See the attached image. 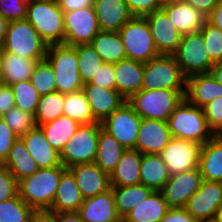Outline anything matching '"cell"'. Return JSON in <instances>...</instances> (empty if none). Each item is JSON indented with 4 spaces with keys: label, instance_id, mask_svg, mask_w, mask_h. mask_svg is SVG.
<instances>
[{
    "label": "cell",
    "instance_id": "1",
    "mask_svg": "<svg viewBox=\"0 0 222 222\" xmlns=\"http://www.w3.org/2000/svg\"><path fill=\"white\" fill-rule=\"evenodd\" d=\"M66 169L64 165L39 168L34 174L18 182L20 198L34 210L50 209L60 177Z\"/></svg>",
    "mask_w": 222,
    "mask_h": 222
},
{
    "label": "cell",
    "instance_id": "2",
    "mask_svg": "<svg viewBox=\"0 0 222 222\" xmlns=\"http://www.w3.org/2000/svg\"><path fill=\"white\" fill-rule=\"evenodd\" d=\"M167 122L174 138L204 145L214 136L208 128L203 108L194 106L185 98L174 109Z\"/></svg>",
    "mask_w": 222,
    "mask_h": 222
},
{
    "label": "cell",
    "instance_id": "3",
    "mask_svg": "<svg viewBox=\"0 0 222 222\" xmlns=\"http://www.w3.org/2000/svg\"><path fill=\"white\" fill-rule=\"evenodd\" d=\"M185 92L170 89L140 90L127 102L141 119L168 121L174 109L185 98Z\"/></svg>",
    "mask_w": 222,
    "mask_h": 222
},
{
    "label": "cell",
    "instance_id": "4",
    "mask_svg": "<svg viewBox=\"0 0 222 222\" xmlns=\"http://www.w3.org/2000/svg\"><path fill=\"white\" fill-rule=\"evenodd\" d=\"M26 20L48 45L64 44V16L57 0H29Z\"/></svg>",
    "mask_w": 222,
    "mask_h": 222
},
{
    "label": "cell",
    "instance_id": "5",
    "mask_svg": "<svg viewBox=\"0 0 222 222\" xmlns=\"http://www.w3.org/2000/svg\"><path fill=\"white\" fill-rule=\"evenodd\" d=\"M46 59L54 68L58 92L69 94L83 90L77 52L73 46L50 44L47 47Z\"/></svg>",
    "mask_w": 222,
    "mask_h": 222
},
{
    "label": "cell",
    "instance_id": "6",
    "mask_svg": "<svg viewBox=\"0 0 222 222\" xmlns=\"http://www.w3.org/2000/svg\"><path fill=\"white\" fill-rule=\"evenodd\" d=\"M48 44L29 21H11L8 26L3 51L37 61L46 58Z\"/></svg>",
    "mask_w": 222,
    "mask_h": 222
},
{
    "label": "cell",
    "instance_id": "7",
    "mask_svg": "<svg viewBox=\"0 0 222 222\" xmlns=\"http://www.w3.org/2000/svg\"><path fill=\"white\" fill-rule=\"evenodd\" d=\"M118 33L125 48L126 58L145 64L160 55L145 17L133 16Z\"/></svg>",
    "mask_w": 222,
    "mask_h": 222
},
{
    "label": "cell",
    "instance_id": "8",
    "mask_svg": "<svg viewBox=\"0 0 222 222\" xmlns=\"http://www.w3.org/2000/svg\"><path fill=\"white\" fill-rule=\"evenodd\" d=\"M186 91V77L173 55H159L145 63L141 90Z\"/></svg>",
    "mask_w": 222,
    "mask_h": 222
},
{
    "label": "cell",
    "instance_id": "9",
    "mask_svg": "<svg viewBox=\"0 0 222 222\" xmlns=\"http://www.w3.org/2000/svg\"><path fill=\"white\" fill-rule=\"evenodd\" d=\"M101 122L81 124L60 153L62 164L68 169L95 161Z\"/></svg>",
    "mask_w": 222,
    "mask_h": 222
},
{
    "label": "cell",
    "instance_id": "10",
    "mask_svg": "<svg viewBox=\"0 0 222 222\" xmlns=\"http://www.w3.org/2000/svg\"><path fill=\"white\" fill-rule=\"evenodd\" d=\"M173 56L186 78L209 73L214 65L210 60L204 37L200 31L182 35L180 45Z\"/></svg>",
    "mask_w": 222,
    "mask_h": 222
},
{
    "label": "cell",
    "instance_id": "11",
    "mask_svg": "<svg viewBox=\"0 0 222 222\" xmlns=\"http://www.w3.org/2000/svg\"><path fill=\"white\" fill-rule=\"evenodd\" d=\"M63 16L65 45L90 44L93 38L101 31L94 7L63 12Z\"/></svg>",
    "mask_w": 222,
    "mask_h": 222
},
{
    "label": "cell",
    "instance_id": "12",
    "mask_svg": "<svg viewBox=\"0 0 222 222\" xmlns=\"http://www.w3.org/2000/svg\"><path fill=\"white\" fill-rule=\"evenodd\" d=\"M141 118L126 101L102 122V128L126 149H135Z\"/></svg>",
    "mask_w": 222,
    "mask_h": 222
},
{
    "label": "cell",
    "instance_id": "13",
    "mask_svg": "<svg viewBox=\"0 0 222 222\" xmlns=\"http://www.w3.org/2000/svg\"><path fill=\"white\" fill-rule=\"evenodd\" d=\"M200 144L172 137L159 154L167 165L170 175L199 168Z\"/></svg>",
    "mask_w": 222,
    "mask_h": 222
},
{
    "label": "cell",
    "instance_id": "14",
    "mask_svg": "<svg viewBox=\"0 0 222 222\" xmlns=\"http://www.w3.org/2000/svg\"><path fill=\"white\" fill-rule=\"evenodd\" d=\"M221 205L222 187L220 182L203 180L200 189L189 198L184 209L198 222H213Z\"/></svg>",
    "mask_w": 222,
    "mask_h": 222
},
{
    "label": "cell",
    "instance_id": "15",
    "mask_svg": "<svg viewBox=\"0 0 222 222\" xmlns=\"http://www.w3.org/2000/svg\"><path fill=\"white\" fill-rule=\"evenodd\" d=\"M203 182L200 169L171 175L160 190L169 208H184L189 198L196 193Z\"/></svg>",
    "mask_w": 222,
    "mask_h": 222
},
{
    "label": "cell",
    "instance_id": "16",
    "mask_svg": "<svg viewBox=\"0 0 222 222\" xmlns=\"http://www.w3.org/2000/svg\"><path fill=\"white\" fill-rule=\"evenodd\" d=\"M157 52L160 55H173L180 45L182 34L172 24L168 15L162 10H156L145 16Z\"/></svg>",
    "mask_w": 222,
    "mask_h": 222
},
{
    "label": "cell",
    "instance_id": "17",
    "mask_svg": "<svg viewBox=\"0 0 222 222\" xmlns=\"http://www.w3.org/2000/svg\"><path fill=\"white\" fill-rule=\"evenodd\" d=\"M171 138L167 121L142 119L135 150L141 154H160Z\"/></svg>",
    "mask_w": 222,
    "mask_h": 222
},
{
    "label": "cell",
    "instance_id": "18",
    "mask_svg": "<svg viewBox=\"0 0 222 222\" xmlns=\"http://www.w3.org/2000/svg\"><path fill=\"white\" fill-rule=\"evenodd\" d=\"M68 169L74 175L84 199L111 189L110 175L104 172L95 162L78 164Z\"/></svg>",
    "mask_w": 222,
    "mask_h": 222
},
{
    "label": "cell",
    "instance_id": "19",
    "mask_svg": "<svg viewBox=\"0 0 222 222\" xmlns=\"http://www.w3.org/2000/svg\"><path fill=\"white\" fill-rule=\"evenodd\" d=\"M82 222H115L117 213L113 189L85 198L78 210Z\"/></svg>",
    "mask_w": 222,
    "mask_h": 222
},
{
    "label": "cell",
    "instance_id": "20",
    "mask_svg": "<svg viewBox=\"0 0 222 222\" xmlns=\"http://www.w3.org/2000/svg\"><path fill=\"white\" fill-rule=\"evenodd\" d=\"M83 91L89 102L92 114L98 122H102L126 102L115 89H106L86 83Z\"/></svg>",
    "mask_w": 222,
    "mask_h": 222
},
{
    "label": "cell",
    "instance_id": "21",
    "mask_svg": "<svg viewBox=\"0 0 222 222\" xmlns=\"http://www.w3.org/2000/svg\"><path fill=\"white\" fill-rule=\"evenodd\" d=\"M185 99L194 106L203 108L212 100L222 97L220 85L211 73L192 75L186 78Z\"/></svg>",
    "mask_w": 222,
    "mask_h": 222
},
{
    "label": "cell",
    "instance_id": "22",
    "mask_svg": "<svg viewBox=\"0 0 222 222\" xmlns=\"http://www.w3.org/2000/svg\"><path fill=\"white\" fill-rule=\"evenodd\" d=\"M93 7L101 31L119 32L133 17L125 0H94Z\"/></svg>",
    "mask_w": 222,
    "mask_h": 222
},
{
    "label": "cell",
    "instance_id": "23",
    "mask_svg": "<svg viewBox=\"0 0 222 222\" xmlns=\"http://www.w3.org/2000/svg\"><path fill=\"white\" fill-rule=\"evenodd\" d=\"M161 9L182 35L199 32L208 21L204 13L183 1L164 5Z\"/></svg>",
    "mask_w": 222,
    "mask_h": 222
},
{
    "label": "cell",
    "instance_id": "24",
    "mask_svg": "<svg viewBox=\"0 0 222 222\" xmlns=\"http://www.w3.org/2000/svg\"><path fill=\"white\" fill-rule=\"evenodd\" d=\"M20 138L25 143L26 149L39 168L63 165L60 159V153L47 141L40 127H34Z\"/></svg>",
    "mask_w": 222,
    "mask_h": 222
},
{
    "label": "cell",
    "instance_id": "25",
    "mask_svg": "<svg viewBox=\"0 0 222 222\" xmlns=\"http://www.w3.org/2000/svg\"><path fill=\"white\" fill-rule=\"evenodd\" d=\"M145 64L128 58L114 64L116 91L127 101L141 90Z\"/></svg>",
    "mask_w": 222,
    "mask_h": 222
},
{
    "label": "cell",
    "instance_id": "26",
    "mask_svg": "<svg viewBox=\"0 0 222 222\" xmlns=\"http://www.w3.org/2000/svg\"><path fill=\"white\" fill-rule=\"evenodd\" d=\"M84 198L76 183V179L69 169H66L59 180L56 195L49 210L55 212L78 211Z\"/></svg>",
    "mask_w": 222,
    "mask_h": 222
},
{
    "label": "cell",
    "instance_id": "27",
    "mask_svg": "<svg viewBox=\"0 0 222 222\" xmlns=\"http://www.w3.org/2000/svg\"><path fill=\"white\" fill-rule=\"evenodd\" d=\"M199 169L205 181L222 180V135H214L201 146Z\"/></svg>",
    "mask_w": 222,
    "mask_h": 222
},
{
    "label": "cell",
    "instance_id": "28",
    "mask_svg": "<svg viewBox=\"0 0 222 222\" xmlns=\"http://www.w3.org/2000/svg\"><path fill=\"white\" fill-rule=\"evenodd\" d=\"M142 154L135 149H126L115 170L110 175L111 187L140 184Z\"/></svg>",
    "mask_w": 222,
    "mask_h": 222
},
{
    "label": "cell",
    "instance_id": "29",
    "mask_svg": "<svg viewBox=\"0 0 222 222\" xmlns=\"http://www.w3.org/2000/svg\"><path fill=\"white\" fill-rule=\"evenodd\" d=\"M169 209L162 193L154 191L127 213L124 219L127 222H160Z\"/></svg>",
    "mask_w": 222,
    "mask_h": 222
},
{
    "label": "cell",
    "instance_id": "30",
    "mask_svg": "<svg viewBox=\"0 0 222 222\" xmlns=\"http://www.w3.org/2000/svg\"><path fill=\"white\" fill-rule=\"evenodd\" d=\"M167 165L159 154H142L140 163V184L160 191L170 178Z\"/></svg>",
    "mask_w": 222,
    "mask_h": 222
},
{
    "label": "cell",
    "instance_id": "31",
    "mask_svg": "<svg viewBox=\"0 0 222 222\" xmlns=\"http://www.w3.org/2000/svg\"><path fill=\"white\" fill-rule=\"evenodd\" d=\"M3 165L9 169L18 182L31 176L39 169L20 137L12 144Z\"/></svg>",
    "mask_w": 222,
    "mask_h": 222
},
{
    "label": "cell",
    "instance_id": "32",
    "mask_svg": "<svg viewBox=\"0 0 222 222\" xmlns=\"http://www.w3.org/2000/svg\"><path fill=\"white\" fill-rule=\"evenodd\" d=\"M125 150L126 148H124L115 137L101 128L98 140L97 154L94 162L104 172L111 175Z\"/></svg>",
    "mask_w": 222,
    "mask_h": 222
},
{
    "label": "cell",
    "instance_id": "33",
    "mask_svg": "<svg viewBox=\"0 0 222 222\" xmlns=\"http://www.w3.org/2000/svg\"><path fill=\"white\" fill-rule=\"evenodd\" d=\"M81 124L68 116H60L57 119L41 126L47 141L59 153L64 149L67 142L75 134Z\"/></svg>",
    "mask_w": 222,
    "mask_h": 222
},
{
    "label": "cell",
    "instance_id": "34",
    "mask_svg": "<svg viewBox=\"0 0 222 222\" xmlns=\"http://www.w3.org/2000/svg\"><path fill=\"white\" fill-rule=\"evenodd\" d=\"M104 63L116 64L126 58L118 32L100 31L90 43Z\"/></svg>",
    "mask_w": 222,
    "mask_h": 222
},
{
    "label": "cell",
    "instance_id": "35",
    "mask_svg": "<svg viewBox=\"0 0 222 222\" xmlns=\"http://www.w3.org/2000/svg\"><path fill=\"white\" fill-rule=\"evenodd\" d=\"M38 61L3 51L2 65L7 85L28 81Z\"/></svg>",
    "mask_w": 222,
    "mask_h": 222
},
{
    "label": "cell",
    "instance_id": "36",
    "mask_svg": "<svg viewBox=\"0 0 222 222\" xmlns=\"http://www.w3.org/2000/svg\"><path fill=\"white\" fill-rule=\"evenodd\" d=\"M111 188L113 189L117 213L122 218L154 192L152 188L143 184Z\"/></svg>",
    "mask_w": 222,
    "mask_h": 222
},
{
    "label": "cell",
    "instance_id": "37",
    "mask_svg": "<svg viewBox=\"0 0 222 222\" xmlns=\"http://www.w3.org/2000/svg\"><path fill=\"white\" fill-rule=\"evenodd\" d=\"M63 115L70 117L80 124L98 122L92 114L83 90L65 94Z\"/></svg>",
    "mask_w": 222,
    "mask_h": 222
},
{
    "label": "cell",
    "instance_id": "38",
    "mask_svg": "<svg viewBox=\"0 0 222 222\" xmlns=\"http://www.w3.org/2000/svg\"><path fill=\"white\" fill-rule=\"evenodd\" d=\"M65 94L58 91L40 96V100L34 114L36 126L53 121L63 115Z\"/></svg>",
    "mask_w": 222,
    "mask_h": 222
},
{
    "label": "cell",
    "instance_id": "39",
    "mask_svg": "<svg viewBox=\"0 0 222 222\" xmlns=\"http://www.w3.org/2000/svg\"><path fill=\"white\" fill-rule=\"evenodd\" d=\"M73 47L77 52L81 80L84 84L89 83L96 76L104 61L91 44H79Z\"/></svg>",
    "mask_w": 222,
    "mask_h": 222
},
{
    "label": "cell",
    "instance_id": "40",
    "mask_svg": "<svg viewBox=\"0 0 222 222\" xmlns=\"http://www.w3.org/2000/svg\"><path fill=\"white\" fill-rule=\"evenodd\" d=\"M56 80L54 68L46 58L36 63L30 82L40 96L56 92Z\"/></svg>",
    "mask_w": 222,
    "mask_h": 222
},
{
    "label": "cell",
    "instance_id": "41",
    "mask_svg": "<svg viewBox=\"0 0 222 222\" xmlns=\"http://www.w3.org/2000/svg\"><path fill=\"white\" fill-rule=\"evenodd\" d=\"M34 209L19 196L0 202V222H30Z\"/></svg>",
    "mask_w": 222,
    "mask_h": 222
},
{
    "label": "cell",
    "instance_id": "42",
    "mask_svg": "<svg viewBox=\"0 0 222 222\" xmlns=\"http://www.w3.org/2000/svg\"><path fill=\"white\" fill-rule=\"evenodd\" d=\"M10 86L15 97V107L34 115L40 100V95L32 86L30 80L20 81Z\"/></svg>",
    "mask_w": 222,
    "mask_h": 222
},
{
    "label": "cell",
    "instance_id": "43",
    "mask_svg": "<svg viewBox=\"0 0 222 222\" xmlns=\"http://www.w3.org/2000/svg\"><path fill=\"white\" fill-rule=\"evenodd\" d=\"M2 119L18 138L36 127L34 115L17 107L10 109Z\"/></svg>",
    "mask_w": 222,
    "mask_h": 222
},
{
    "label": "cell",
    "instance_id": "44",
    "mask_svg": "<svg viewBox=\"0 0 222 222\" xmlns=\"http://www.w3.org/2000/svg\"><path fill=\"white\" fill-rule=\"evenodd\" d=\"M205 41V47L213 64L222 61V30L211 22L200 29Z\"/></svg>",
    "mask_w": 222,
    "mask_h": 222
},
{
    "label": "cell",
    "instance_id": "45",
    "mask_svg": "<svg viewBox=\"0 0 222 222\" xmlns=\"http://www.w3.org/2000/svg\"><path fill=\"white\" fill-rule=\"evenodd\" d=\"M208 128L214 135H222V97H218L203 107Z\"/></svg>",
    "mask_w": 222,
    "mask_h": 222
},
{
    "label": "cell",
    "instance_id": "46",
    "mask_svg": "<svg viewBox=\"0 0 222 222\" xmlns=\"http://www.w3.org/2000/svg\"><path fill=\"white\" fill-rule=\"evenodd\" d=\"M29 0H0V15L9 22L27 17Z\"/></svg>",
    "mask_w": 222,
    "mask_h": 222
},
{
    "label": "cell",
    "instance_id": "47",
    "mask_svg": "<svg viewBox=\"0 0 222 222\" xmlns=\"http://www.w3.org/2000/svg\"><path fill=\"white\" fill-rule=\"evenodd\" d=\"M18 195V181L9 169L0 164V202Z\"/></svg>",
    "mask_w": 222,
    "mask_h": 222
},
{
    "label": "cell",
    "instance_id": "48",
    "mask_svg": "<svg viewBox=\"0 0 222 222\" xmlns=\"http://www.w3.org/2000/svg\"><path fill=\"white\" fill-rule=\"evenodd\" d=\"M133 16L145 17L146 15L162 8L160 0H125Z\"/></svg>",
    "mask_w": 222,
    "mask_h": 222
},
{
    "label": "cell",
    "instance_id": "49",
    "mask_svg": "<svg viewBox=\"0 0 222 222\" xmlns=\"http://www.w3.org/2000/svg\"><path fill=\"white\" fill-rule=\"evenodd\" d=\"M89 83L106 89L116 90L114 64L104 63L96 76Z\"/></svg>",
    "mask_w": 222,
    "mask_h": 222
},
{
    "label": "cell",
    "instance_id": "50",
    "mask_svg": "<svg viewBox=\"0 0 222 222\" xmlns=\"http://www.w3.org/2000/svg\"><path fill=\"white\" fill-rule=\"evenodd\" d=\"M16 134L0 117V164H3L9 155L12 144L17 140Z\"/></svg>",
    "mask_w": 222,
    "mask_h": 222
},
{
    "label": "cell",
    "instance_id": "51",
    "mask_svg": "<svg viewBox=\"0 0 222 222\" xmlns=\"http://www.w3.org/2000/svg\"><path fill=\"white\" fill-rule=\"evenodd\" d=\"M15 107V97L10 85L0 87V117Z\"/></svg>",
    "mask_w": 222,
    "mask_h": 222
},
{
    "label": "cell",
    "instance_id": "52",
    "mask_svg": "<svg viewBox=\"0 0 222 222\" xmlns=\"http://www.w3.org/2000/svg\"><path fill=\"white\" fill-rule=\"evenodd\" d=\"M160 222H198L184 208H170Z\"/></svg>",
    "mask_w": 222,
    "mask_h": 222
},
{
    "label": "cell",
    "instance_id": "53",
    "mask_svg": "<svg viewBox=\"0 0 222 222\" xmlns=\"http://www.w3.org/2000/svg\"><path fill=\"white\" fill-rule=\"evenodd\" d=\"M194 7L196 10L204 13L207 17L213 12L219 0H182Z\"/></svg>",
    "mask_w": 222,
    "mask_h": 222
},
{
    "label": "cell",
    "instance_id": "54",
    "mask_svg": "<svg viewBox=\"0 0 222 222\" xmlns=\"http://www.w3.org/2000/svg\"><path fill=\"white\" fill-rule=\"evenodd\" d=\"M63 12L74 11L76 9L93 7L94 0H57Z\"/></svg>",
    "mask_w": 222,
    "mask_h": 222
},
{
    "label": "cell",
    "instance_id": "55",
    "mask_svg": "<svg viewBox=\"0 0 222 222\" xmlns=\"http://www.w3.org/2000/svg\"><path fill=\"white\" fill-rule=\"evenodd\" d=\"M30 222H57V212L49 209L34 210Z\"/></svg>",
    "mask_w": 222,
    "mask_h": 222
},
{
    "label": "cell",
    "instance_id": "56",
    "mask_svg": "<svg viewBox=\"0 0 222 222\" xmlns=\"http://www.w3.org/2000/svg\"><path fill=\"white\" fill-rule=\"evenodd\" d=\"M208 21L222 30V0H219L213 12L208 16Z\"/></svg>",
    "mask_w": 222,
    "mask_h": 222
},
{
    "label": "cell",
    "instance_id": "57",
    "mask_svg": "<svg viewBox=\"0 0 222 222\" xmlns=\"http://www.w3.org/2000/svg\"><path fill=\"white\" fill-rule=\"evenodd\" d=\"M57 222H82L78 211L57 212Z\"/></svg>",
    "mask_w": 222,
    "mask_h": 222
},
{
    "label": "cell",
    "instance_id": "58",
    "mask_svg": "<svg viewBox=\"0 0 222 222\" xmlns=\"http://www.w3.org/2000/svg\"><path fill=\"white\" fill-rule=\"evenodd\" d=\"M9 21L0 15V47H3L9 26Z\"/></svg>",
    "mask_w": 222,
    "mask_h": 222
},
{
    "label": "cell",
    "instance_id": "59",
    "mask_svg": "<svg viewBox=\"0 0 222 222\" xmlns=\"http://www.w3.org/2000/svg\"><path fill=\"white\" fill-rule=\"evenodd\" d=\"M211 75L214 77V79L222 85V61L215 63L211 70H210Z\"/></svg>",
    "mask_w": 222,
    "mask_h": 222
},
{
    "label": "cell",
    "instance_id": "60",
    "mask_svg": "<svg viewBox=\"0 0 222 222\" xmlns=\"http://www.w3.org/2000/svg\"><path fill=\"white\" fill-rule=\"evenodd\" d=\"M3 47H0V87L6 84L2 65Z\"/></svg>",
    "mask_w": 222,
    "mask_h": 222
},
{
    "label": "cell",
    "instance_id": "61",
    "mask_svg": "<svg viewBox=\"0 0 222 222\" xmlns=\"http://www.w3.org/2000/svg\"><path fill=\"white\" fill-rule=\"evenodd\" d=\"M213 222H222V205L218 208Z\"/></svg>",
    "mask_w": 222,
    "mask_h": 222
},
{
    "label": "cell",
    "instance_id": "62",
    "mask_svg": "<svg viewBox=\"0 0 222 222\" xmlns=\"http://www.w3.org/2000/svg\"><path fill=\"white\" fill-rule=\"evenodd\" d=\"M179 1H182V0H160V3L162 6L164 5H167V4H170V3H176V2H179Z\"/></svg>",
    "mask_w": 222,
    "mask_h": 222
},
{
    "label": "cell",
    "instance_id": "63",
    "mask_svg": "<svg viewBox=\"0 0 222 222\" xmlns=\"http://www.w3.org/2000/svg\"><path fill=\"white\" fill-rule=\"evenodd\" d=\"M115 222H127L124 218L120 217L117 221Z\"/></svg>",
    "mask_w": 222,
    "mask_h": 222
}]
</instances>
